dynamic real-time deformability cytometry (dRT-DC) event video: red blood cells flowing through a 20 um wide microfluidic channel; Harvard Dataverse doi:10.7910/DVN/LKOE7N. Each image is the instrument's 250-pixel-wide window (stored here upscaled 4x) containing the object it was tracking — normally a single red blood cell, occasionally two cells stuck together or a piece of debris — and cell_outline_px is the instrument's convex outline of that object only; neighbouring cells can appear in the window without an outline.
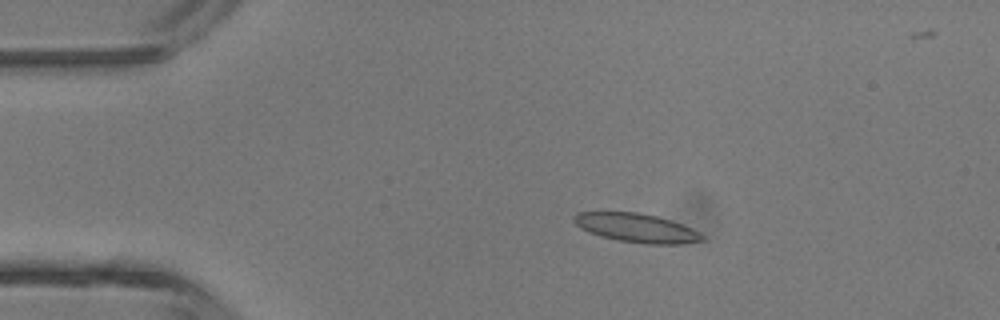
{"species": "common noctule bat (a hibernating species)", "species_latin": "Nyctalus noctula", "temperature_condition": "room temperature", "stored_images_in_passage": 5, "camera_frame_rate_fps": 3000, "um_per_image_px": 0.085, "animal": {"sex": "male", "body_mass_g": 13.3}, "frame": {"image": 1, "passage_image": 3, "time_ms": 2.333, "image_size_px": [1000, 320], "cell_outline_px": [[704, 240], [680, 244], [644, 244], [616, 240], [600, 236], [588, 232], [580, 228], [572, 220], [572, 216], [576, 212], [636, 212], [656, 216], [692, 228], [700, 232], [704, 236]], "centroid_in_image_um": [54.06, 19.38], "position_along_channel_um": 30.9, "area_um2": 21.62}}